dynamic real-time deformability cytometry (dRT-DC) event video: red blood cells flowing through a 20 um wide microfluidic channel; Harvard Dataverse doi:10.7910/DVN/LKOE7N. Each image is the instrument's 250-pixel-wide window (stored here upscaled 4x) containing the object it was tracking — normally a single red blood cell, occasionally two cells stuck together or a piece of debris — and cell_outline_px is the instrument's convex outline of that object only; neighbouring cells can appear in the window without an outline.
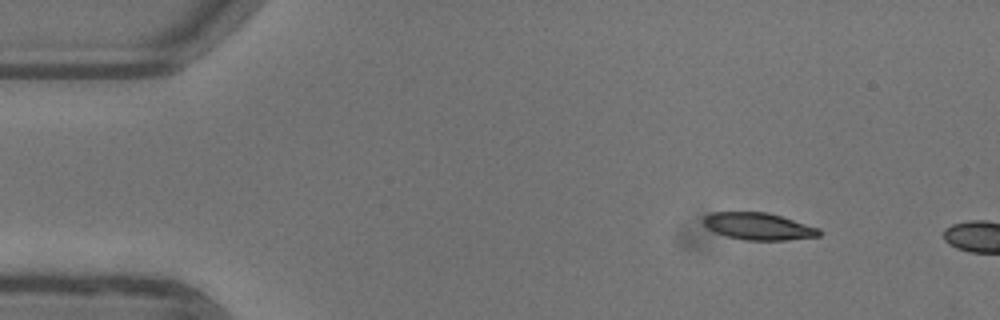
{"species": "common noctule bat (a hibernating species)", "species_latin": "Nyctalus noctula", "temperature_condition": "warm", "stored_images_in_passage": 5, "camera_frame_rate_fps": 3000, "um_per_image_px": 0.085, "animal": {"sex": "female"}, "frame": {"image": 1, "passage_image": 1, "time_ms": 0.0, "image_size_px": [1000, 320], "cell_outline_px": [[820, 236], [788, 240], [744, 240], [728, 236], [716, 232], [708, 228], [704, 224], [704, 216], [712, 212], [768, 212], [820, 228]], "centroid_in_image_um": [64.5, 19.23], "position_along_channel_um": 20.5, "area_um2": 18.15}}